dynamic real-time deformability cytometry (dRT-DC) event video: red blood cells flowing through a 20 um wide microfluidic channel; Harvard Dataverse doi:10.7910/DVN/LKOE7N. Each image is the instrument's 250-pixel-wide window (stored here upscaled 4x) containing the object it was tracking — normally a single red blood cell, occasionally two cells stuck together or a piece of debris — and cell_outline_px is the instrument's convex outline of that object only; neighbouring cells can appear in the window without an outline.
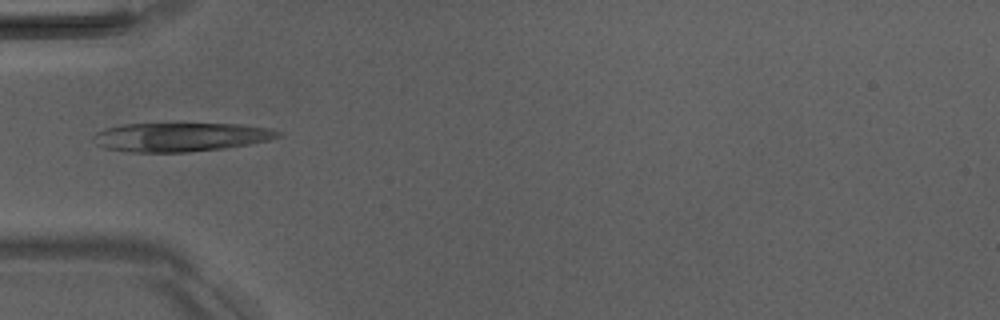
{"species": "Egyptian fruit bat (a non-hibernating species)", "species_latin": "Rousettus aegyptiacus", "temperature_condition": "room temperature", "stored_images_in_passage": 5, "camera_frame_rate_fps": 3000, "um_per_image_px": 0.085, "animal": {"sex": "male"}, "frame": {"image": 1, "passage_image": 5, "time_ms": 4.667, "image_size_px": [1000, 320], "cell_outline_px": [[280, 136], [268, 140], [248, 144], [224, 148], [188, 152], [132, 152], [104, 148], [96, 144], [92, 140], [92, 136], [96, 132], [108, 128], [124, 124], [240, 124], [272, 128], [280, 132]], "centroid_in_image_um": [15.34, 11.65], "position_along_channel_um": 69.7, "area_um2": 30.92}}